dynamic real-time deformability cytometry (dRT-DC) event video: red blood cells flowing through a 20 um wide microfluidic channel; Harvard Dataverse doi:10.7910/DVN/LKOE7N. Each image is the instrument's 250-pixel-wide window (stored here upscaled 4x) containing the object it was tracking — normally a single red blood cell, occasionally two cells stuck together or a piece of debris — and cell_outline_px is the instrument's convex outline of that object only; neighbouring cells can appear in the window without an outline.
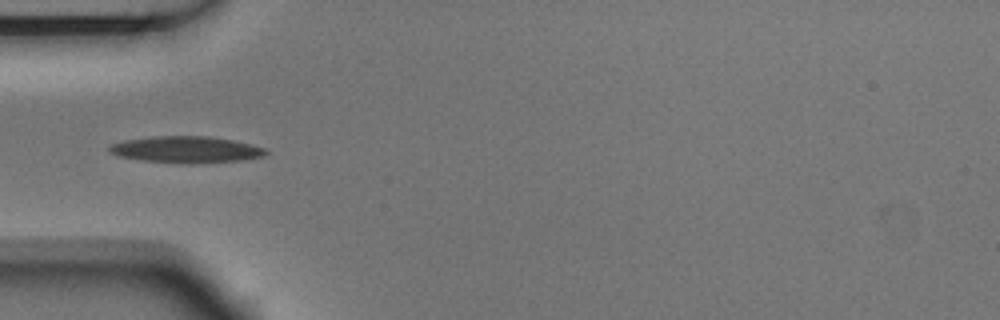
{"species": "Egyptian fruit bat (a non-hibernating species)", "species_latin": "Rousettus aegyptiacus", "temperature_condition": "room temperature", "stored_images_in_passage": 4, "camera_frame_rate_fps": 3000, "um_per_image_px": 0.085, "animal": {"sex": "male"}, "frame": {"image": 1, "passage_image": 4, "time_ms": 1.0, "image_size_px": [1000, 320], "cell_outline_px": [[268, 152], [264, 156], [240, 160], [192, 164], [188, 164], [144, 160], [120, 156], [108, 152], [108, 148], [112, 144], [124, 140], [152, 136], [208, 136], [232, 140], [252, 144], [264, 148]], "centroid_in_image_um": [15.82, 12.71], "position_along_channel_um": 69.2, "area_um2": 24.1}}